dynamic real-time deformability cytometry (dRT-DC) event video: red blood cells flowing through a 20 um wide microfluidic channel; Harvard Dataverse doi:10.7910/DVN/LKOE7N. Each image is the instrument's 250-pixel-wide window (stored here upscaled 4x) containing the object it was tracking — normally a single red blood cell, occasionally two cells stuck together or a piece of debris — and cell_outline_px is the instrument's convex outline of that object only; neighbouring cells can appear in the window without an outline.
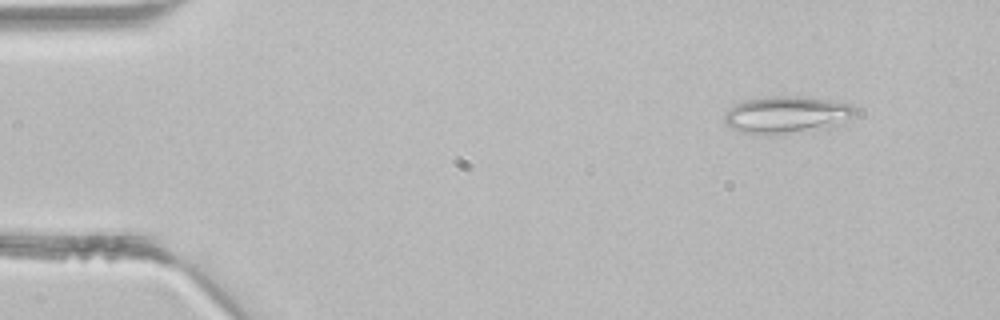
{"species": "common noctule bat (a hibernating species)", "species_latin": "Nyctalus noctula", "temperature_condition": "room temperature", "stored_images_in_passage": 4, "camera_frame_rate_fps": 3000, "um_per_image_px": 0.085, "animal": {"sex": "male", "body_mass_g": 21.5, "forearm_length_mm": 52.0}, "frame": {"image": 1, "passage_image": 2, "time_ms": 0.333, "image_size_px": [1000, 320], "cell_outline_px": [[856, 112], [852, 116], [836, 128], [784, 132], [740, 132], [728, 128], [724, 124], [724, 112], [728, 108], [744, 100], [768, 96], [796, 96], [828, 100], [852, 104], [856, 108]], "centroid_in_image_um": [66.87, 9.73], "position_along_channel_um": 18.1, "area_um2": 28.09}}